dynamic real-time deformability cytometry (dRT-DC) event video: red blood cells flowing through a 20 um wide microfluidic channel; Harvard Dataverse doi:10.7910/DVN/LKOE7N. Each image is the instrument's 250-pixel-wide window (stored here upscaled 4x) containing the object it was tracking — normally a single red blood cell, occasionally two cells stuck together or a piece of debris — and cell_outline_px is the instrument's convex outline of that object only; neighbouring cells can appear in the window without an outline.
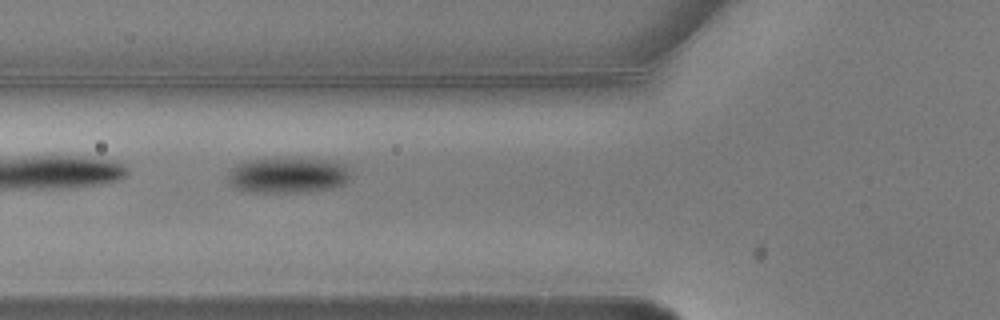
{"species": "common noctule bat (a hibernating species)", "species_latin": "Nyctalus noctula", "temperature_condition": "warm", "stored_images_in_passage": 5, "camera_frame_rate_fps": 3000, "um_per_image_px": 0.085, "animal": {"sex": "male", "body_mass_g": 20.5, "forearm_length_mm": 52.5}, "frame": {"image": 1, "passage_image": 4, "time_ms": 1.0, "image_size_px": [1000, 320], "cell_outline_px": [[352, 176], [344, 184], [332, 188], [300, 192], [252, 192], [236, 188], [228, 180], [228, 172], [232, 168], [240, 164], [252, 160], [324, 160], [344, 164]], "centroid_in_image_um": [24.49, 14.93], "position_along_channel_um": 101.3, "area_um2": 24.62}}